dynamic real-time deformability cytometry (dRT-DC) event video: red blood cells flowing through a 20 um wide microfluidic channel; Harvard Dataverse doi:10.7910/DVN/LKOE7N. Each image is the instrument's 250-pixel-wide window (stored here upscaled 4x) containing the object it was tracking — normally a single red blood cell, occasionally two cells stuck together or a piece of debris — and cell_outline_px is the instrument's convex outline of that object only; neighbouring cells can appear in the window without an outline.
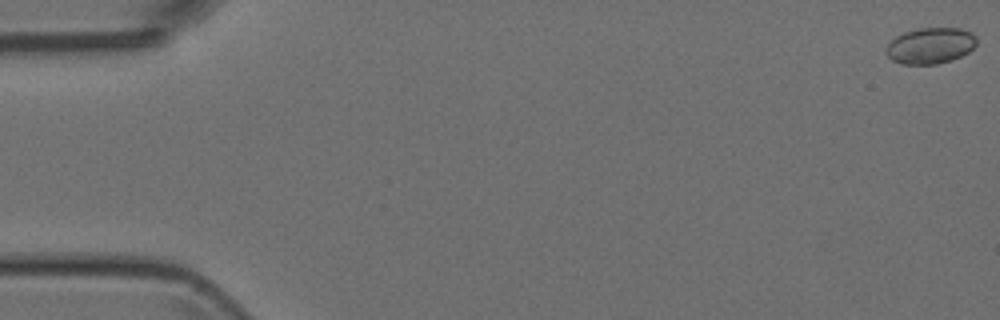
{"species": "Egyptian fruit bat (a non-hibernating species)", "species_latin": "Rousettus aegyptiacus", "temperature_condition": "room temperature", "stored_images_in_passage": 52, "camera_frame_rate_fps": 3000, "um_per_image_px": 0.085, "animal": {"sex": "female"}, "frame": {"image": 1, "passage_image": 1, "time_ms": 0.0, "image_size_px": [1000, 320], "cell_outline_px": [[976, 44], [968, 52], [960, 56], [936, 64], [900, 64], [892, 60], [884, 52], [884, 48], [896, 36], [904, 32], [920, 28], [960, 28], [972, 32], [976, 36]], "centroid_in_image_um": [79.05, 3.87], "position_along_channel_um": 5.9, "area_um2": 19.02}}
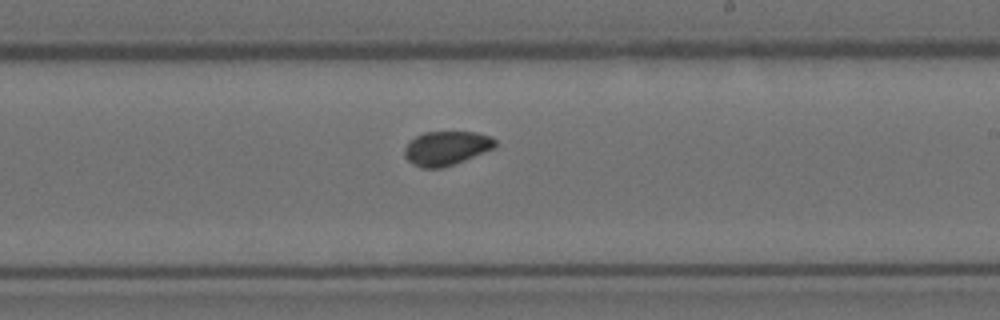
{"frame": {"image": 2, "passage_image": 31, "time_ms": 10.0, "image_size_px": [1000, 320], "cell_outline_px": [[496, 148], [464, 160], [440, 168], [420, 168], [412, 164], [404, 156], [404, 148], [416, 136], [424, 132], [476, 132], [492, 136], [496, 140]], "centroid_in_image_um": [37.96, 12.59], "position_along_channel_um": 251.0, "area_um2": 18.03}}
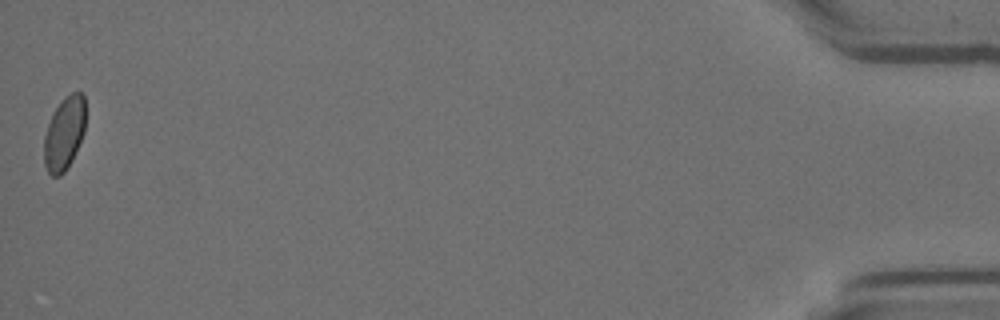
{"frame": {"image": 3, "passage_image": 52, "time_ms": 17.0, "image_size_px": [1000, 320], "cell_outline_px": [[84, 132], [72, 160], [64, 172], [60, 176], [52, 176], [48, 172], [44, 164], [44, 136], [52, 112], [64, 96], [72, 92], [84, 92]], "centroid_in_image_um": [5.45, 11.32], "position_along_channel_um": 429.8, "area_um2": 17.74}}